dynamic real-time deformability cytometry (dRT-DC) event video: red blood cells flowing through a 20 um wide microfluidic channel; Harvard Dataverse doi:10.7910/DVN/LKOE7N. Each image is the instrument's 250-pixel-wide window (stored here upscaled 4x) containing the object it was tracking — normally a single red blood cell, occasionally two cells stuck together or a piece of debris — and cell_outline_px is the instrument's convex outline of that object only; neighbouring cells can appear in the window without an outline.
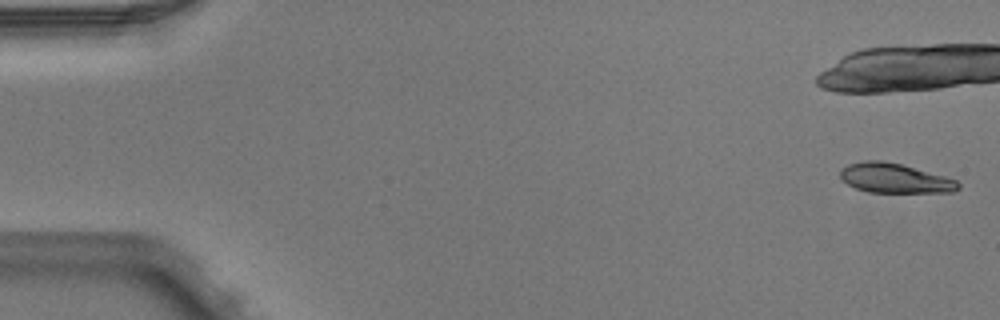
{"species": "Egyptian fruit bat (a non-hibernating species)", "species_latin": "Rousettus aegyptiacus", "temperature_condition": "warm", "stored_images_in_passage": 5, "camera_frame_rate_fps": 3000, "um_per_image_px": 0.085, "animal": {"sex": "male"}, "frame": {"image": 1, "passage_image": 1, "time_ms": 0.0, "image_size_px": [1000, 320], "cell_outline_px": [[960, 188], [952, 192], [868, 192], [856, 188], [848, 184], [840, 176], [840, 172], [848, 164], [864, 160], [880, 160], [900, 164], [944, 176], [956, 180], [960, 184]], "centroid_in_image_um": [76.06, 15.15], "position_along_channel_um": 8.9, "area_um2": 20.06}}